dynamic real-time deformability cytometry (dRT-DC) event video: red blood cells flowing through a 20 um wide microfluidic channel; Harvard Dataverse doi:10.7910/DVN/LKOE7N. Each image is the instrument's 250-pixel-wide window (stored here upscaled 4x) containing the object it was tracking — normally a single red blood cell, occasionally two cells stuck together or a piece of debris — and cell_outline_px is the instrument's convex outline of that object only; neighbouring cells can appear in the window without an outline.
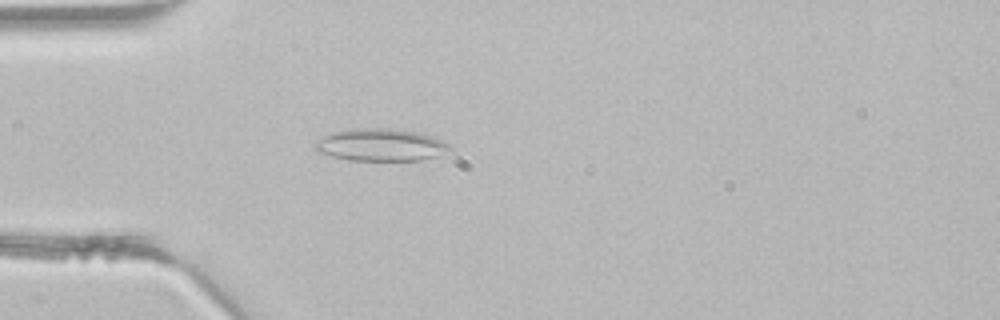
{"species": "common noctule bat (a hibernating species)", "species_latin": "Nyctalus noctula", "temperature_condition": "room temperature", "stored_images_in_passage": 1, "camera_frame_rate_fps": 3000, "um_per_image_px": 0.085, "animal": {"sex": "male", "body_mass_g": 21.5, "forearm_length_mm": 52.0}, "frame": {"image": 1, "passage_image": 1, "time_ms": 0.0, "image_size_px": [1000, 320], "cell_outline_px": [[452, 148], [436, 156], [420, 160], [352, 160], [332, 156], [316, 152], [312, 148], [316, 140], [332, 132], [348, 128], [388, 128], [420, 132], [432, 136], [448, 144]], "centroid_in_image_um": [32.29, 12.3], "position_along_channel_um": 52.7, "area_um2": 25.43}}